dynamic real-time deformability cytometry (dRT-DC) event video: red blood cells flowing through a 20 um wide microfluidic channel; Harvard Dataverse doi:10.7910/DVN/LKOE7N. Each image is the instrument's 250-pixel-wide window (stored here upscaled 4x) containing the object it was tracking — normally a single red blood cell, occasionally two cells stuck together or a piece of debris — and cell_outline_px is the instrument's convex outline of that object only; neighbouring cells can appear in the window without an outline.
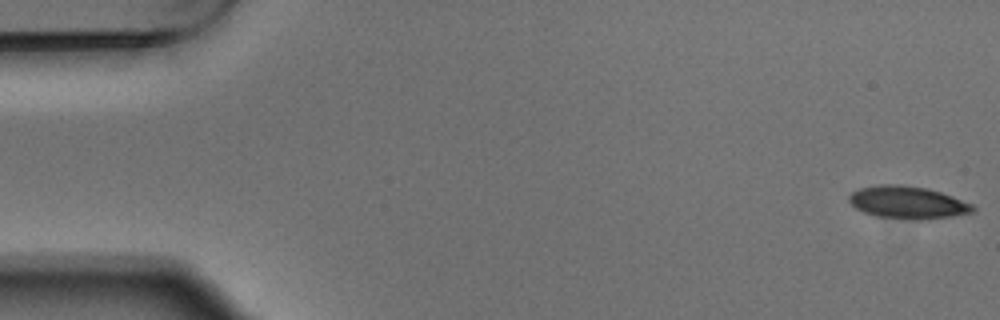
{"species": "Egyptian fruit bat (a non-hibernating species)", "species_latin": "Rousettus aegyptiacus", "temperature_condition": "warm", "stored_images_in_passage": 5, "camera_frame_rate_fps": 3000, "um_per_image_px": 0.085, "animal": {"sex": "male"}, "frame": {"image": 1, "passage_image": 1, "time_ms": 0.0, "image_size_px": [1000, 320], "cell_outline_px": [[976, 212], [920, 220], [916, 220], [876, 216], [864, 212], [856, 208], [848, 200], [848, 196], [852, 192], [860, 188], [880, 184], [900, 184], [928, 188], [952, 196], [972, 204], [976, 208]], "centroid_in_image_um": [77.15, 17.2], "position_along_channel_um": 7.9, "area_um2": 23.41}}
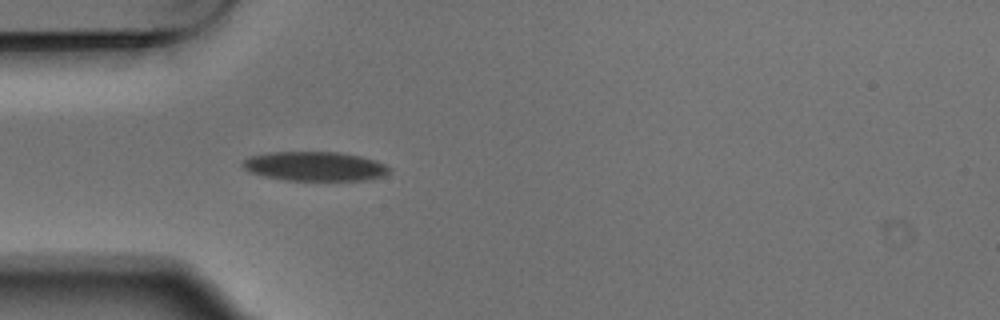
{"frame": {"image": 2, "passage_image": 5, "time_ms": 1.333, "image_size_px": [1000, 320], "cell_outline_px": [[392, 168], [384, 176], [364, 180], [284, 180], [264, 176], [248, 172], [240, 164], [248, 156], [268, 152], [336, 152], [360, 156], [376, 160]], "centroid_in_image_um": [26.73, 14.13], "position_along_channel_um": 58.3, "area_um2": 25.14}}